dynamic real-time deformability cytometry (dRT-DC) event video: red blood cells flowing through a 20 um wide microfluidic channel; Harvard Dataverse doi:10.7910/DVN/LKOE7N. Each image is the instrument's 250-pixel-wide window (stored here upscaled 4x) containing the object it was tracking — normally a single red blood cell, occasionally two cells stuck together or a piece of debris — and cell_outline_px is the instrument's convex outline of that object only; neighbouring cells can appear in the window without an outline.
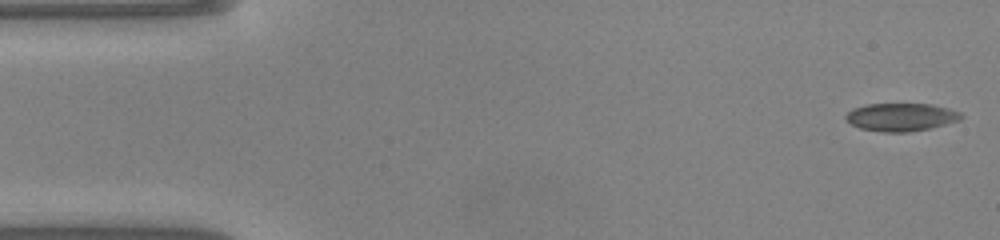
{"species": "common noctule bat (a hibernating species)", "species_latin": "Nyctalus noctula", "temperature_condition": "warm", "stored_images_in_passage": 48, "camera_frame_rate_fps": 3000, "um_per_image_px": 0.085, "animal": {"sex": "male", "body_mass_g": 20.0, "forearm_length_mm": 53.3}, "frame": {"image": 1, "passage_image": 1, "time_ms": 0.0, "image_size_px": [1000, 240], "cell_outline_px": [[964, 116], [960, 120], [928, 128], [908, 132], [884, 132], [860, 128], [844, 120], [844, 116], [852, 108], [864, 104], [932, 104], [948, 108], [960, 112]], "centroid_in_image_um": [76.55, 9.94], "position_along_channel_um": 8.4, "area_um2": 18.79}}
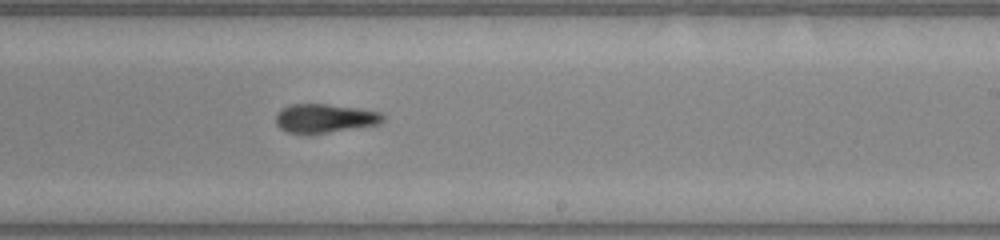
{"frame": {"image": 2, "passage_image": 28, "time_ms": 9.0, "image_size_px": [1000, 240], "cell_outline_px": [[384, 120], [380, 124], [308, 136], [288, 132], [280, 128], [276, 124], [276, 116], [288, 104], [324, 104], [356, 108], [380, 112], [384, 116]], "centroid_in_image_um": [27.59, 10.09], "position_along_channel_um": 261.4, "area_um2": 18.21}}
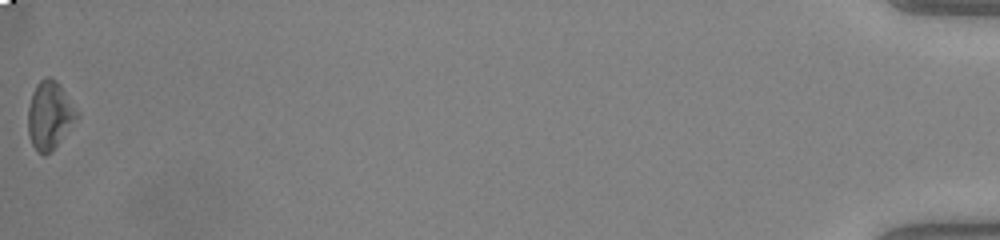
{"frame": {"image": 3, "passage_image": 48, "time_ms": 15.667, "image_size_px": [1000, 240], "cell_outline_px": [[80, 116], [52, 152], [44, 156], [36, 152], [28, 136], [28, 108], [32, 92], [36, 84], [40, 80], [48, 76], [56, 80], [60, 84], [80, 112]], "centroid_in_image_um": [4.24, 9.82], "position_along_channel_um": 431.0, "area_um2": 19.88}, "authors_computed_cell_mechanics": {"area_um2": 18.5538, "velocity_mm_per_s": 4.1285, "shape_relaxation_time_tau1_ms": 6.5363, "shape_relaxation_time_tau2_ms": 6.2325, "deformation_change_tau1": 0.1748, "deformation_change_tau2": 0.1759}}